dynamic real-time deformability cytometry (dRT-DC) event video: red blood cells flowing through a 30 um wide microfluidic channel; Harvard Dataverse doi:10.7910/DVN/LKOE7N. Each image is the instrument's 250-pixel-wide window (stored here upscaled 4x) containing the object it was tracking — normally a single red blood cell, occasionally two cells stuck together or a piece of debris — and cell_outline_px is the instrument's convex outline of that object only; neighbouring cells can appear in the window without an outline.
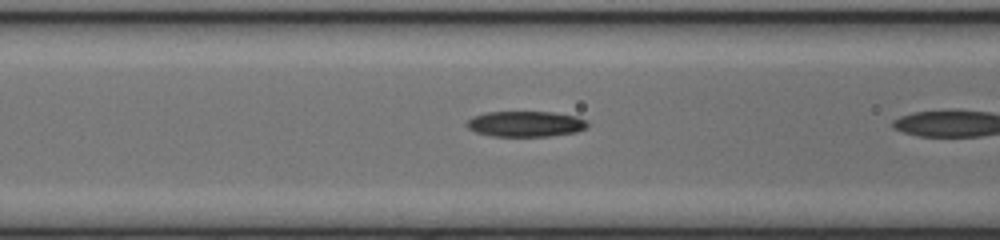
{"species": "common noctule bat (a hibernating species)", "species_latin": "Nyctalus noctula", "temperature_condition": "cold", "stored_images_in_passage": 5, "camera_frame_rate_fps": 3000, "um_per_image_px": 0.085, "animal": {"sex": "female", "body_mass_g": 17.0, "forearm_length_mm": 48.0}, "frame": {"image": 1, "passage_image": 4, "time_ms": 1.0, "image_size_px": [1000, 240], "cell_outline_px": [[584, 128], [572, 132], [540, 136], [500, 136], [480, 132], [472, 128], [468, 124], [468, 120], [476, 116], [492, 112], [544, 112], [572, 116], [584, 120]], "centroid_in_image_um": [44.65, 10.52], "position_along_channel_um": 121.9, "area_um2": 16.7}}